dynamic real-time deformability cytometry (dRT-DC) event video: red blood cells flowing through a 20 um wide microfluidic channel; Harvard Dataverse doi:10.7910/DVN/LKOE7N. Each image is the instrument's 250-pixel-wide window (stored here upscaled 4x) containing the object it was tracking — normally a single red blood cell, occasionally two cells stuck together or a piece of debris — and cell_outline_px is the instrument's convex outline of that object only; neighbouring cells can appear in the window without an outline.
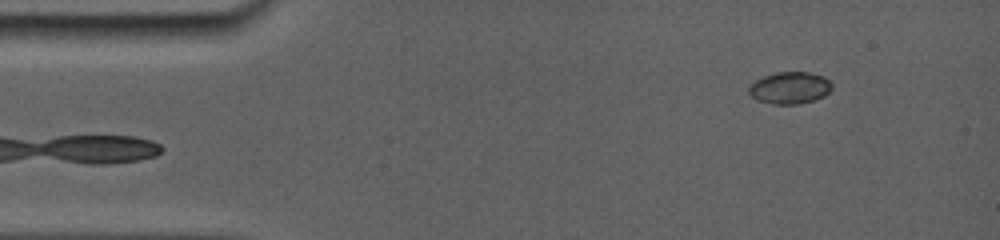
{"species": "common noctule bat (a hibernating species)", "species_latin": "Nyctalus noctula", "temperature_condition": "room temperature", "stored_images_in_passage": 25, "camera_frame_rate_fps": 5000, "um_per_image_px": 0.085, "animal": {"sex": "female", "body_mass_g": 19.0, "forearm_length_mm": 56.7}, "frame": {"image": 1, "passage_image": 3, "time_ms": 1.4, "image_size_px": [1000, 240], "cell_outline_px": [[832, 88], [824, 96], [812, 100], [796, 104], [772, 104], [756, 100], [748, 92], [748, 84], [764, 76], [776, 72], [808, 72], [824, 76], [832, 84]], "centroid_in_image_um": [67.1, 7.46], "position_along_channel_um": 17.9, "area_um2": 15.49}}
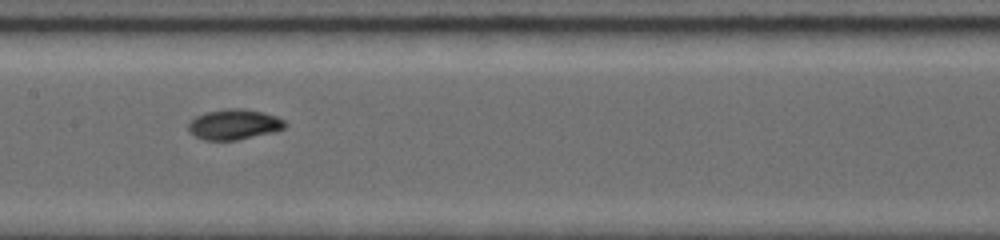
{"frame": {"image": 2, "passage_image": 12, "time_ms": 7.8, "image_size_px": [1000, 240], "cell_outline_px": [[284, 128], [236, 140], [204, 140], [196, 136], [188, 128], [188, 124], [196, 116], [208, 112], [228, 108], [240, 108], [260, 112], [276, 116], [284, 120]], "centroid_in_image_um": [19.85, 10.57], "position_along_channel_um": 187.5, "area_um2": 16.47}}
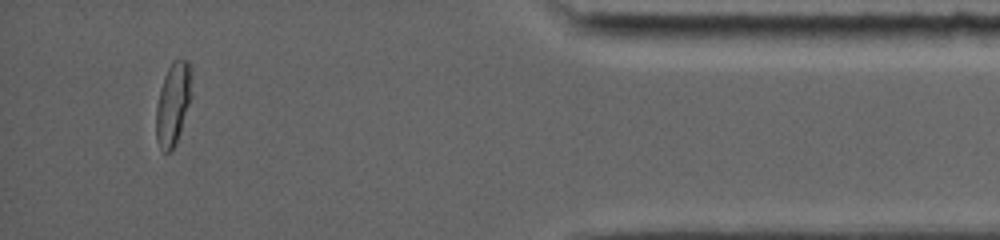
{"frame": {"image": 3, "passage_image": 22, "time_ms": 14.8, "image_size_px": [1000, 240], "cell_outline_px": [[192, 96], [176, 144], [168, 152], [164, 152], [160, 148], [156, 140], [156, 104], [160, 88], [164, 76], [172, 60], [180, 56], [188, 60]], "centroid_in_image_um": [14.7, 8.79], "position_along_channel_um": 420.5, "area_um2": 17.28}, "authors_computed_cell_mechanics": {"area_um2": 16.2418, "velocity_mm_per_s": 3.8785, "shape_relaxation_time_tau1_ms": 4.0594, "shape_relaxation_time_tau2_ms": 2.6079, "deformation_change_tau1": 0.1696, "deformation_change_tau2": 0.0514}}